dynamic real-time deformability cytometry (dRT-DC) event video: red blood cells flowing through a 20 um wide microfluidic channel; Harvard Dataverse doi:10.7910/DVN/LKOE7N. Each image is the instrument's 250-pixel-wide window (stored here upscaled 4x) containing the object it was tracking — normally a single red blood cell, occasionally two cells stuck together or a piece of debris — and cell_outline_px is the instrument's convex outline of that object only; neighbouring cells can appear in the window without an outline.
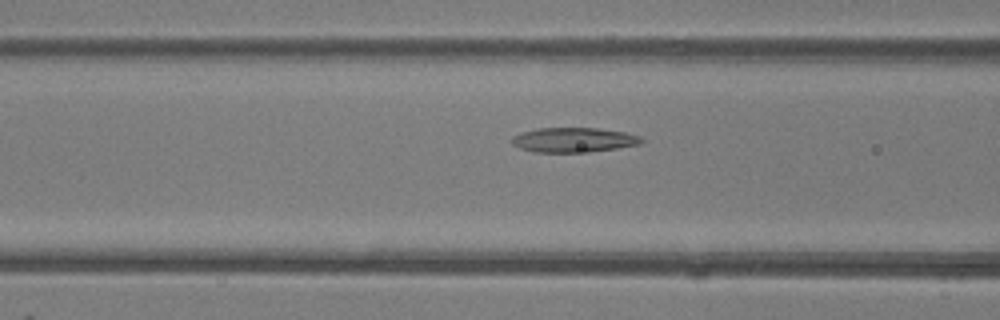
{"species": "common noctule bat (a hibernating species)", "species_latin": "Nyctalus noctula", "temperature_condition": "room temperature", "stored_images_in_passage": 46, "camera_frame_rate_fps": 3000, "um_per_image_px": 0.085, "animal": {"sex": "female"}, "frame": {"image": 1, "passage_image": 17, "time_ms": 5.333, "image_size_px": [1000, 320], "cell_outline_px": [[644, 140], [640, 144], [616, 148], [588, 152], [536, 152], [520, 148], [512, 144], [512, 136], [520, 132], [536, 128], [596, 128], [624, 132], [640, 136]], "centroid_in_image_um": [48.73, 11.89], "position_along_channel_um": 117.9, "area_um2": 18.61}}
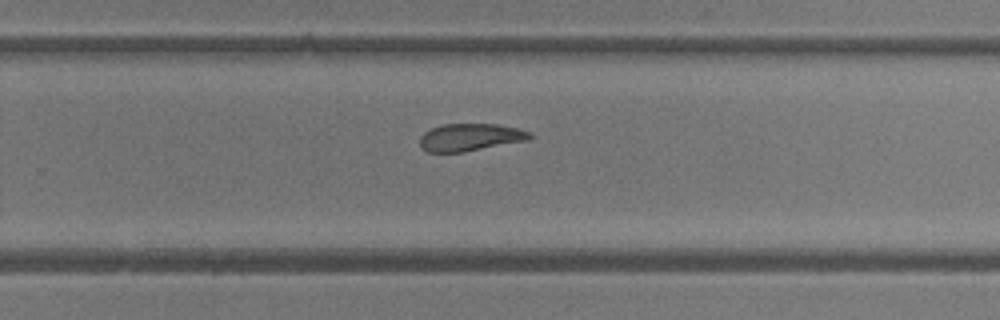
{"frame": {"image": 2, "passage_image": 29, "time_ms": 9.333, "image_size_px": [1000, 320], "cell_outline_px": [[532, 136], [528, 140], [464, 152], [428, 152], [420, 148], [420, 136], [424, 132], [432, 128], [444, 124], [496, 124], [516, 128], [532, 132]], "centroid_in_image_um": [39.95, 11.67], "position_along_channel_um": 289.8, "area_um2": 17.57}}
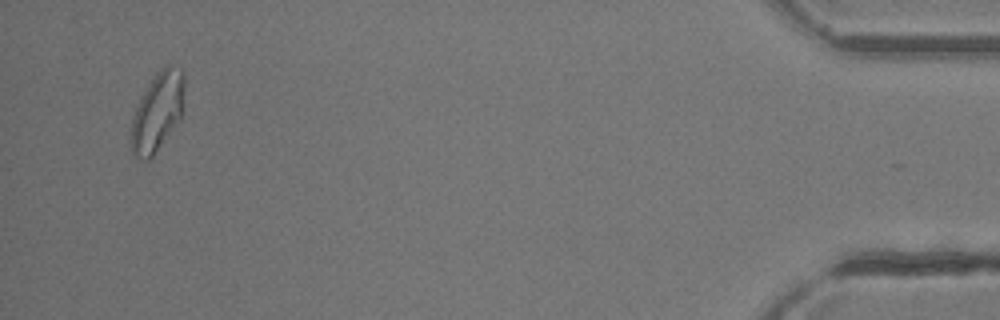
{"frame": {"image": 3, "passage_image": 44, "time_ms": 14.333, "image_size_px": [1000, 320], "cell_outline_px": [[184, 112], [152, 156], [148, 160], [140, 160], [132, 152], [128, 144], [128, 136], [132, 116], [148, 84], [156, 72], [160, 68], [168, 64], [180, 68], [184, 72]], "centroid_in_image_um": [13.36, 9.49], "position_along_channel_um": 421.8, "area_um2": 24.8}, "authors_computed_cell_mechanics": {"area_um2": 20.0566, "velocity_mm_per_s": 4.3168, "shape_relaxation_time_tau1_ms": 7.1233, "shape_relaxation_time_tau2_ms": 3.0301, "deformation_change_tau1": 0.1799, "deformation_change_tau2": 0.0985}}